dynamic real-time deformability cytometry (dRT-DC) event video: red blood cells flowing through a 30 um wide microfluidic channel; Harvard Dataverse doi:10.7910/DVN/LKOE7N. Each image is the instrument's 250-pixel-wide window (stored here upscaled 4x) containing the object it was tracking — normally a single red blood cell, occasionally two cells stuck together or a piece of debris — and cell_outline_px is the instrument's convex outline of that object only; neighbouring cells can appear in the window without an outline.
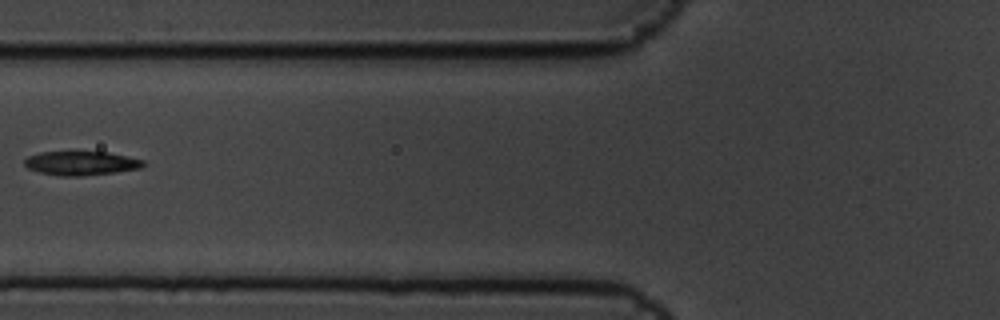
{"species": "common noctule bat (a hibernating species)", "species_latin": "Nyctalus noctula", "temperature_condition": "cold", "stored_images_in_passage": 6, "camera_frame_rate_fps": 3000, "um_per_image_px": 0.085, "animal": {"sex": "male", "body_mass_g": 19.5, "forearm_length_mm": 54.6}, "frame": {"image": 1, "passage_image": 5, "time_ms": 1.333, "image_size_px": [1000, 320], "cell_outline_px": [[148, 164], [140, 168], [116, 172], [80, 176], [60, 176], [40, 172], [28, 168], [24, 164], [24, 160], [28, 156], [40, 152], [108, 152], [144, 160]], "centroid_in_image_um": [6.91, 13.87], "position_along_channel_um": 118.9, "area_um2": 16.59}}
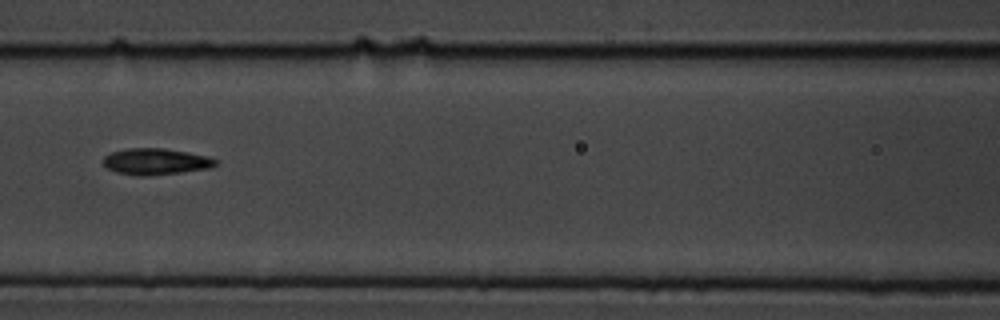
{"frame": {"image": 2, "passage_image": 6, "time_ms": 1.667, "image_size_px": [1000, 320], "cell_outline_px": [[220, 164], [212, 168], [180, 172], [144, 176], [140, 176], [116, 172], [108, 168], [104, 164], [104, 156], [112, 152], [128, 148], [164, 148], [188, 152], [208, 156], [220, 160]], "centroid_in_image_um": [13.32, 13.72], "position_along_channel_um": 153.3, "area_um2": 17.34}}